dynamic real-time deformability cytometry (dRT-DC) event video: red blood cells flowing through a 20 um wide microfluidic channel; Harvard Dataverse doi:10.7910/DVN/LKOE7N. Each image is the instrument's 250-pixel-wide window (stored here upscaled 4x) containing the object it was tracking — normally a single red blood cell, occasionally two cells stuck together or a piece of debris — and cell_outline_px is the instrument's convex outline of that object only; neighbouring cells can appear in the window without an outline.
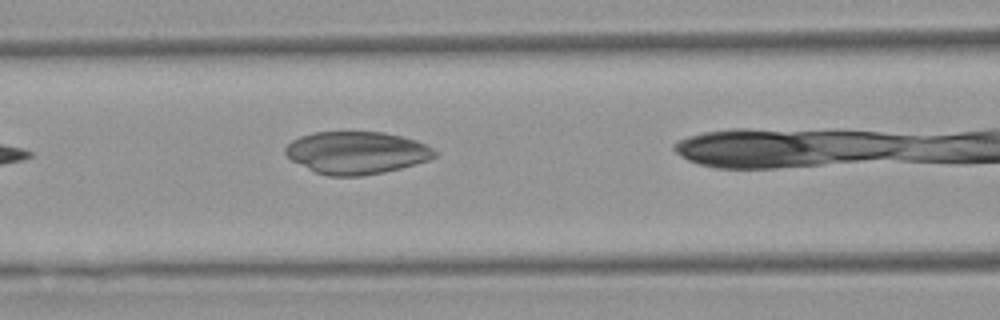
{"species": "Egyptian fruit bat (a non-hibernating species)", "species_latin": "Rousettus aegyptiacus", "temperature_condition": "warm", "stored_images_in_passage": 6, "segment_of_instrument_passage": [1, 2], "camera_frame_rate_fps": 3000, "um_per_image_px": 0.085, "animal": {"sex": "female"}, "frame": {"image": 1, "passage_image": 5, "time_ms": 4.667, "image_size_px": [1000, 320], "cell_outline_px": [[440, 152], [436, 156], [428, 160], [416, 164], [384, 172], [360, 176], [328, 176], [316, 172], [292, 160], [284, 152], [284, 148], [292, 140], [300, 136], [312, 132], [384, 132], [416, 140]], "centroid_in_image_um": [30.32, 12.98], "position_along_channel_um": 136.3, "area_um2": 36.88}}